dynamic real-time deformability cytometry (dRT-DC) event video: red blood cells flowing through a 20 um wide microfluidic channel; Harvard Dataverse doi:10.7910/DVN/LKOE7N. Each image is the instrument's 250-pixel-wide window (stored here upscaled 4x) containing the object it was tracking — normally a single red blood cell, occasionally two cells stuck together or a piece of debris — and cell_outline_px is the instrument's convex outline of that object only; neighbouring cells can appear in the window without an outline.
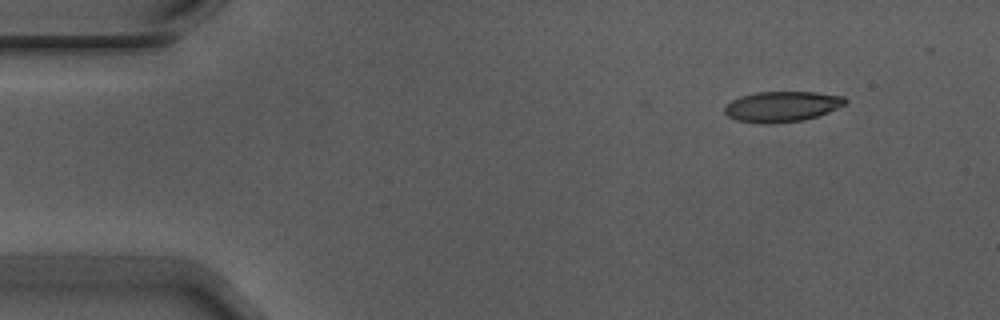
{"species": "Egyptian fruit bat (a non-hibernating species)", "species_latin": "Rousettus aegyptiacus", "temperature_condition": "warm", "stored_images_in_passage": 40, "camera_frame_rate_fps": 3000, "um_per_image_px": 0.085, "animal": {"sex": "male"}, "frame": {"image": 1, "passage_image": 1, "time_ms": 0.0, "image_size_px": [1000, 320], "cell_outline_px": [[848, 100], [844, 104], [828, 112], [804, 120], [772, 124], [764, 124], [736, 120], [728, 116], [724, 112], [724, 108], [732, 100], [740, 96], [756, 92], [816, 92], [844, 96]], "centroid_in_image_um": [66.45, 9.06], "position_along_channel_um": 18.5, "area_um2": 21.44}}
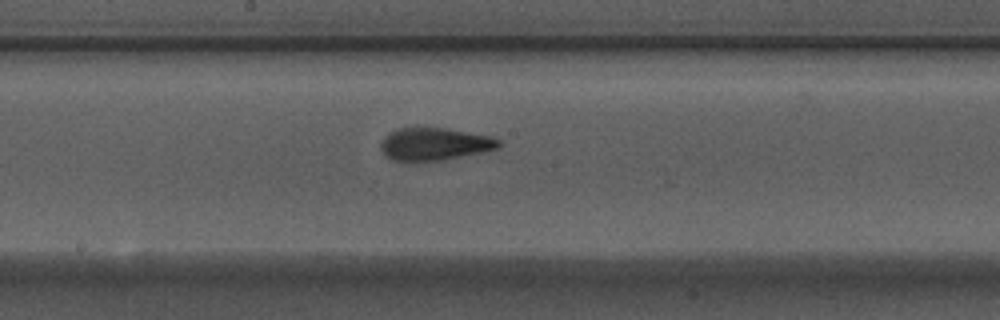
{"frame": {"image": 2, "passage_image": 24, "time_ms": 7.667, "image_size_px": [1000, 320], "cell_outline_px": [[500, 144], [496, 148], [480, 152], [440, 160], [412, 164], [392, 160], [384, 156], [380, 148], [380, 144], [384, 136], [396, 128], [444, 128], [488, 136], [500, 140]], "centroid_in_image_um": [36.8, 12.28], "position_along_channel_um": 211.4, "area_um2": 22.54}}
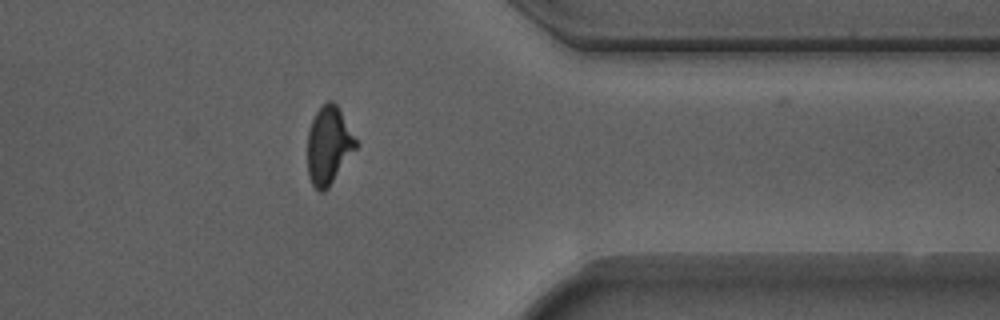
{"frame": {"image": 3, "passage_image": 39, "time_ms": 12.667, "image_size_px": [1000, 320], "cell_outline_px": [[360, 144], [328, 188], [324, 192], [320, 192], [312, 184], [308, 176], [308, 132], [312, 120], [316, 112], [328, 100], [332, 100], [336, 104]], "centroid_in_image_um": [27.96, 12.37], "position_along_channel_um": 383.4, "area_um2": 21.96}}